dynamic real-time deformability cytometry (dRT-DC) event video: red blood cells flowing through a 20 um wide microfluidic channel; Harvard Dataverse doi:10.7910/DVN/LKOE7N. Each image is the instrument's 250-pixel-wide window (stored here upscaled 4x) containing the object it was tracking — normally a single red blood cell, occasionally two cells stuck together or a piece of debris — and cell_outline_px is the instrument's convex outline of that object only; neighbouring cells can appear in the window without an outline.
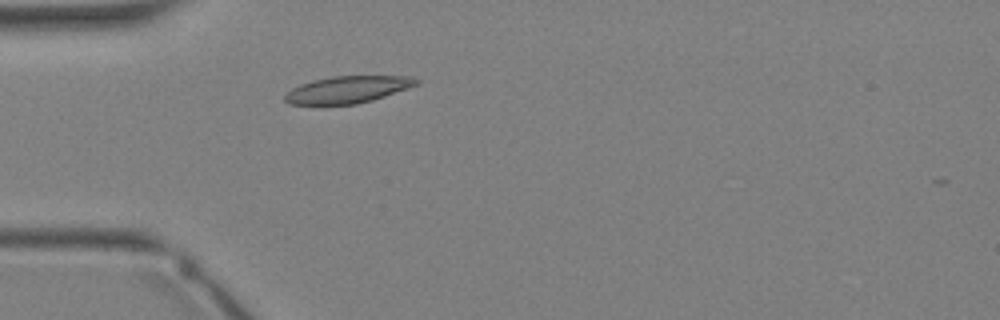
{"species": "Egyptian fruit bat (a non-hibernating species)", "species_latin": "Rousettus aegyptiacus", "temperature_condition": "warm", "stored_images_in_passage": 31, "camera_frame_rate_fps": 3000, "um_per_image_px": 0.085, "animal": {"sex": "female"}, "frame": {"image": 1, "passage_image": 7, "time_ms": 2.0, "image_size_px": [1000, 320], "cell_outline_px": [[420, 84], [372, 100], [356, 104], [288, 104], [284, 100], [284, 96], [292, 88], [300, 84], [312, 80], [332, 76], [412, 76], [420, 80]], "centroid_in_image_um": [29.56, 7.6], "position_along_channel_um": 55.4, "area_um2": 20.63}}
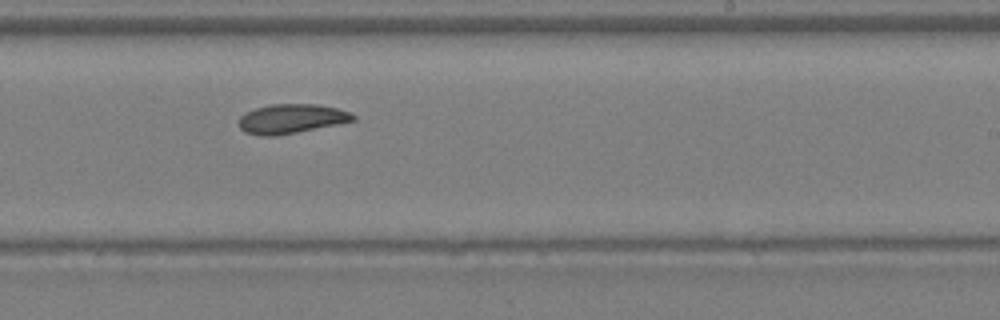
{"frame": {"image": 2, "passage_image": 18, "time_ms": 5.667, "image_size_px": [1000, 320], "cell_outline_px": [[356, 120], [296, 132], [272, 136], [260, 136], [244, 132], [240, 128], [240, 116], [244, 112], [268, 104], [316, 104], [336, 108], [348, 112], [356, 116]], "centroid_in_image_um": [24.72, 10.09], "position_along_channel_um": 264.3, "area_um2": 19.36}}
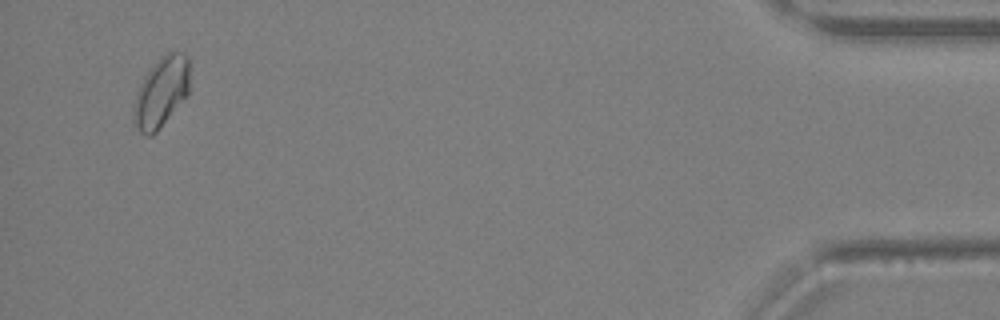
{"frame": {"image": 3, "passage_image": 30, "time_ms": 9.667, "image_size_px": [1000, 320], "cell_outline_px": [[188, 96], [156, 132], [152, 136], [148, 136], [140, 132], [132, 124], [132, 112], [136, 92], [144, 76], [160, 56], [168, 52], [184, 52], [188, 56]], "centroid_in_image_um": [13.67, 7.86], "position_along_channel_um": 421.5, "area_um2": 23.18}}